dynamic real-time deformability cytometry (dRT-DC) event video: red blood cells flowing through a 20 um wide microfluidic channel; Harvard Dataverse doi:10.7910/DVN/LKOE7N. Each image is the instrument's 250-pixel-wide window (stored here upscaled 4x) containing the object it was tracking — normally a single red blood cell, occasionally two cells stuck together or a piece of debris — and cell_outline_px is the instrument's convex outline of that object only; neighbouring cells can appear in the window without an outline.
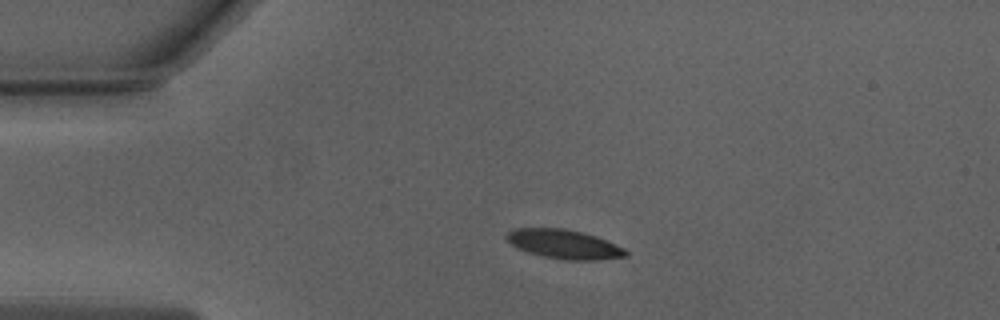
{"species": "Egyptian fruit bat (a non-hibernating species)", "species_latin": "Rousettus aegyptiacus", "temperature_condition": "warm", "stored_images_in_passage": 4, "camera_frame_rate_fps": 3000, "um_per_image_px": 0.085, "animal": {"sex": "male"}, "frame": {"image": 1, "passage_image": 1, "time_ms": 0.0, "image_size_px": [1000, 320], "cell_outline_px": [[628, 256], [596, 260], [568, 260], [544, 256], [528, 252], [516, 248], [504, 236], [512, 228], [564, 228], [596, 236], [624, 248], [628, 252]], "centroid_in_image_um": [47.93, 20.75], "position_along_channel_um": 37.1, "area_um2": 20.11}}